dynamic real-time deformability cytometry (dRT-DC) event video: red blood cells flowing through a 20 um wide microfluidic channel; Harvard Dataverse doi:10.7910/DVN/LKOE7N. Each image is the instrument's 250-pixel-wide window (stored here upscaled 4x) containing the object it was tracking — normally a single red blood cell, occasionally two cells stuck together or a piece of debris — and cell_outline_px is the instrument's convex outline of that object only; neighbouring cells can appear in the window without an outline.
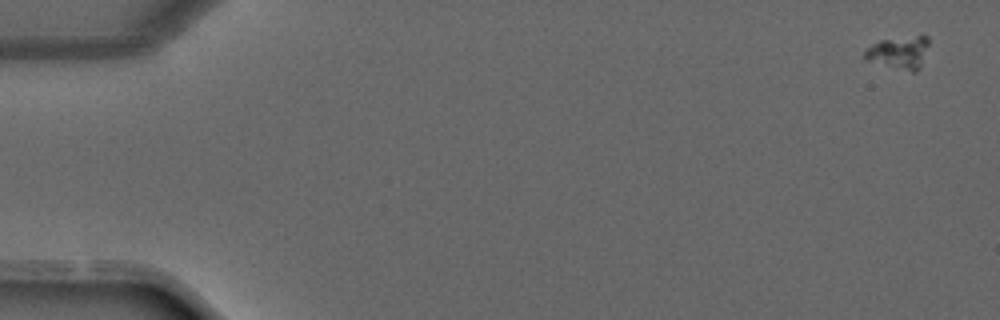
{"species": "common noctule bat (a hibernating species)", "species_latin": "Nyctalus noctula", "temperature_condition": "warm", "stored_images_in_passage": 11, "camera_frame_rate_fps": 3000, "um_per_image_px": 0.085, "animal": {"sex": "male", "forearm_length_mm": 52.5}, "frame": {"image": 1, "passage_image": 1, "time_ms": 0.0, "image_size_px": [1000, 320], "cell_outline_px": [[928, 44], [920, 68], [916, 72], [912, 72], [868, 60], [864, 56], [864, 52], [872, 44], [880, 40], [916, 36], [928, 36]], "centroid_in_image_um": [76.44, 4.46], "position_along_channel_um": 8.6, "area_um2": 11.79}}
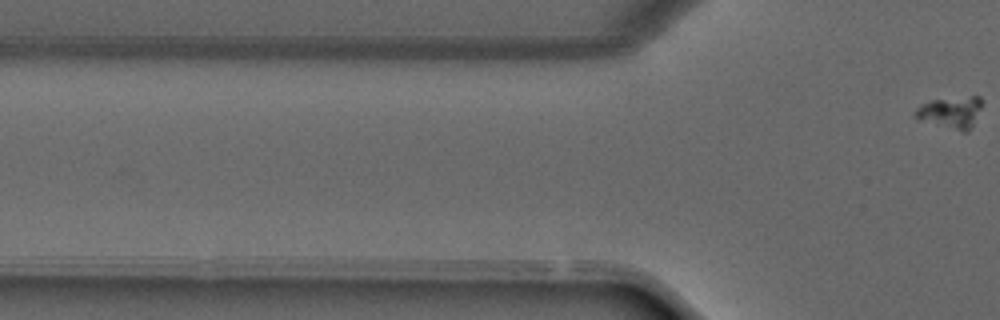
{"frame": {"image": 2, "passage_image": 11, "time_ms": 3.333, "image_size_px": [1000, 320], "cell_outline_px": [[980, 108], [968, 132], [964, 132], [912, 116], [916, 108], [932, 100], [972, 96], [980, 96]], "centroid_in_image_um": [80.82, 9.53], "position_along_channel_um": 45.0, "area_um2": 11.68}}